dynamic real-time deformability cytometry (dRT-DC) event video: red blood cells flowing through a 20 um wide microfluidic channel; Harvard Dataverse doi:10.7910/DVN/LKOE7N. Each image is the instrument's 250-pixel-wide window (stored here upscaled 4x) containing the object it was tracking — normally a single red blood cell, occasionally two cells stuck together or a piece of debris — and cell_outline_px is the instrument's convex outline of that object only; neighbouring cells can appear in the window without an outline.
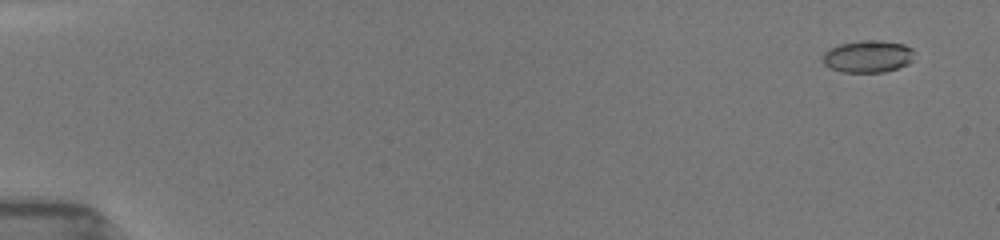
{"species": "common noctule bat (a hibernating species)", "species_latin": "Nyctalus noctula", "temperature_condition": "room temperature", "stored_images_in_passage": 29, "camera_frame_rate_fps": 3000, "um_per_image_px": 0.085, "animal": {"sex": "female", "body_mass_g": 19.5, "forearm_length_mm": 54.1}, "frame": {"image": 1, "passage_image": 5, "time_ms": 1.0, "image_size_px": [1000, 240], "cell_outline_px": [[912, 60], [908, 64], [884, 72], [840, 72], [824, 64], [824, 52], [840, 44], [860, 40], [880, 40], [904, 44], [912, 48]], "centroid_in_image_um": [73.78, 4.79], "position_along_channel_um": 11.2, "area_um2": 16.99}}
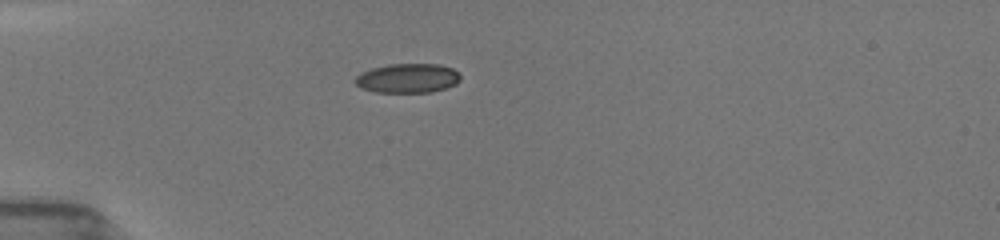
{"frame": {"image": 2, "passage_image": 19, "time_ms": 5.333, "image_size_px": [1000, 240], "cell_outline_px": [[460, 80], [456, 84], [432, 92], [376, 92], [360, 88], [352, 80], [360, 72], [372, 68], [388, 64], [440, 64], [452, 68], [460, 76]], "centroid_in_image_um": [34.61, 6.64], "position_along_channel_um": 50.4, "area_um2": 18.09}}
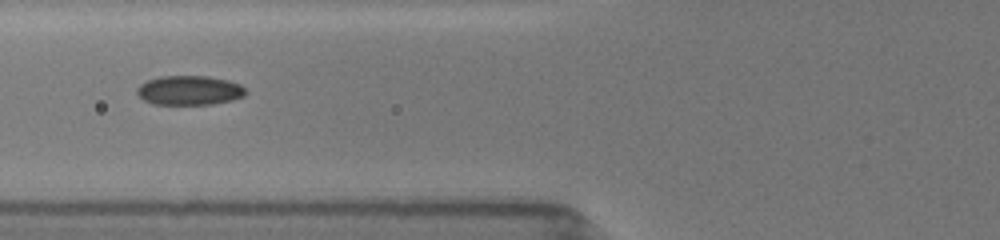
{"frame": {"image": 3, "passage_image": 27, "time_ms": 7.333, "image_size_px": [1000, 240], "cell_outline_px": [[248, 92], [244, 96], [232, 100], [212, 104], [152, 104], [144, 100], [136, 92], [136, 88], [140, 84], [148, 80], [160, 76], [208, 76], [228, 80], [240, 84]], "centroid_in_image_um": [16.1, 7.67], "position_along_channel_um": 109.7, "area_um2": 18.67}}